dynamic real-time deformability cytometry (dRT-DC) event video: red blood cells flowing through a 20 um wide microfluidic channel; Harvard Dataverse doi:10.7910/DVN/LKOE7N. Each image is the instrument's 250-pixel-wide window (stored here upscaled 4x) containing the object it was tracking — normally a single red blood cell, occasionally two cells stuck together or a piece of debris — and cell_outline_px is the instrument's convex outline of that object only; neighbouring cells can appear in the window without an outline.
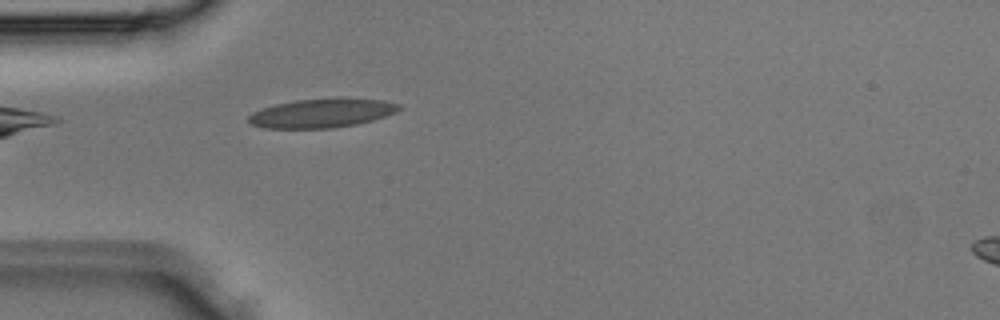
{"species": "Egyptian fruit bat (a non-hibernating species)", "species_latin": "Rousettus aegyptiacus", "temperature_condition": "room temperature", "stored_images_in_passage": 1, "camera_frame_rate_fps": 3000, "um_per_image_px": 0.085, "animal": {"sex": "male"}, "frame": {"image": 1, "passage_image": 1, "time_ms": 0.0, "image_size_px": [1000, 320], "cell_outline_px": [[400, 108], [396, 112], [372, 120], [356, 124], [332, 128], [264, 128], [252, 124], [248, 120], [248, 116], [252, 112], [260, 108], [276, 104], [296, 100], [336, 96], [384, 100], [400, 104]], "centroid_in_image_um": [27.36, 9.58], "position_along_channel_um": 57.6, "area_um2": 25.84}}